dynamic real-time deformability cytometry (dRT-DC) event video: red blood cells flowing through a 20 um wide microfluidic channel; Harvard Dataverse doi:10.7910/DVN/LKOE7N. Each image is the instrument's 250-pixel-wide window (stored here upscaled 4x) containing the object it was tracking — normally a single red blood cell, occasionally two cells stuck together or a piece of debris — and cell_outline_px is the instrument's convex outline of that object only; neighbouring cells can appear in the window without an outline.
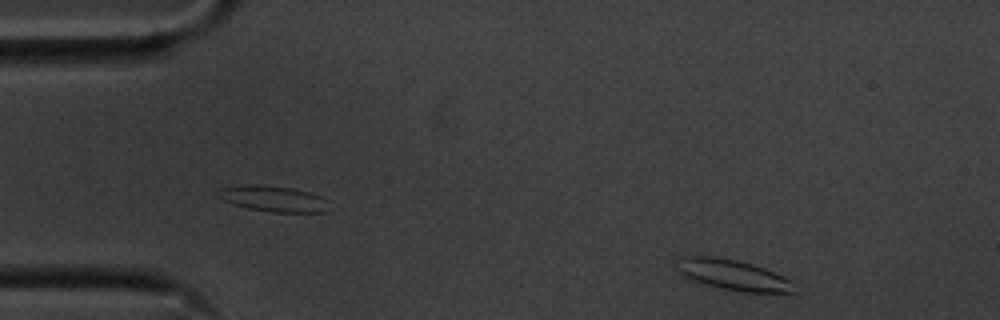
{"species": "common noctule bat (a hibernating species)", "species_latin": "Nyctalus noctula", "temperature_condition": "cold", "stored_images_in_passage": 52, "camera_frame_rate_fps": 3000, "um_per_image_px": 0.085, "animal": {"sex": "male", "body_mass_g": 20.1, "forearm_length_mm": 53.5}, "frame": {"image": 1, "passage_image": 2, "time_ms": 0.333, "image_size_px": [1000, 320], "cell_outline_px": [[796, 292], [744, 292], [704, 284], [688, 280], [680, 276], [676, 268], [676, 256], [716, 256], [736, 260], [752, 264], [764, 268], [784, 276], [792, 280], [796, 284]], "centroid_in_image_um": [62.24, 23.35], "position_along_channel_um": 22.8, "area_um2": 21.33}}
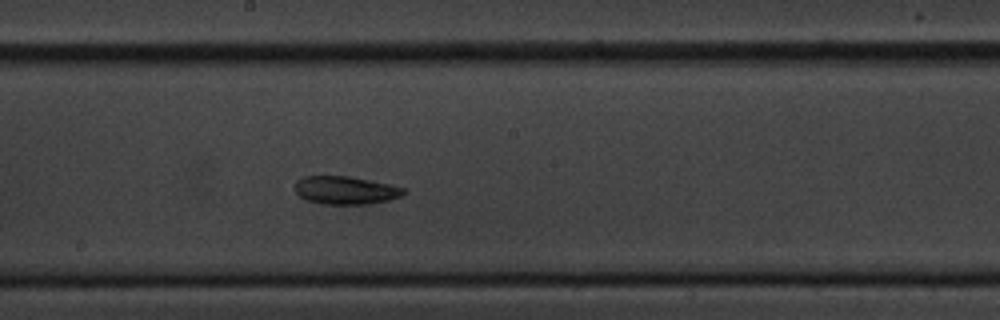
{"frame": {"image": 2, "passage_image": 25, "time_ms": 8.0, "image_size_px": [1000, 320], "cell_outline_px": [[408, 192], [404, 196], [388, 200], [368, 204], [320, 204], [308, 200], [300, 196], [292, 188], [296, 180], [304, 176], [348, 176], [408, 188]], "centroid_in_image_um": [29.39, 16.17], "position_along_channel_um": 218.8, "area_um2": 18.03}}
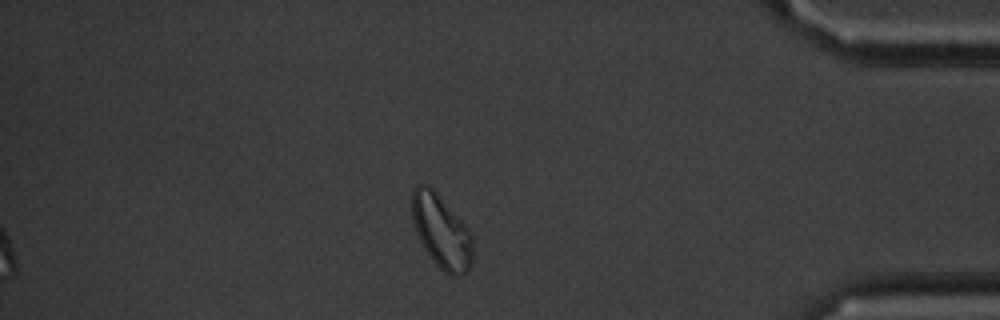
{"frame": {"image": 3, "passage_image": 43, "time_ms": 14.0, "image_size_px": [1000, 320], "cell_outline_px": [[472, 268], [464, 276], [448, 276], [432, 260], [424, 248], [420, 240], [412, 216], [412, 188], [416, 184], [428, 184], [436, 192], [472, 232]], "centroid_in_image_um": [37.55, 19.71], "position_along_channel_um": 397.7, "area_um2": 26.18}}